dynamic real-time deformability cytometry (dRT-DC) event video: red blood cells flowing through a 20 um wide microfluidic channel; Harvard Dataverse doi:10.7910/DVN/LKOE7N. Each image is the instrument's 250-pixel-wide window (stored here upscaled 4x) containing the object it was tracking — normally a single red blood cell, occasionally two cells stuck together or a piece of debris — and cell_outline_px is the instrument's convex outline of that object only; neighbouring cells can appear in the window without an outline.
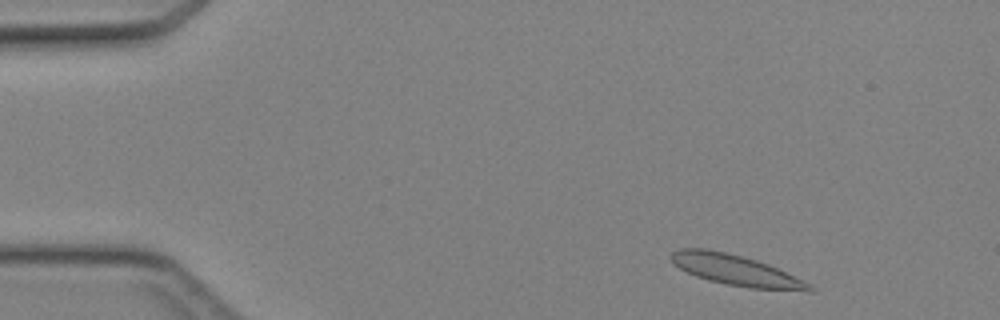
{"species": "Egyptian fruit bat (a non-hibernating species)", "species_latin": "Rousettus aegyptiacus", "temperature_condition": "cold", "stored_images_in_passage": 43, "camera_frame_rate_fps": 3000, "um_per_image_px": 0.085, "animal": {"sex": "female"}, "frame": {"image": 1, "passage_image": 3, "time_ms": 0.667, "image_size_px": [1000, 320], "cell_outline_px": [[816, 288], [812, 292], [808, 292], [748, 288], [708, 280], [696, 276], [680, 268], [672, 260], [672, 252], [680, 248], [704, 248], [724, 252], [756, 260], [768, 264], [812, 284]], "centroid_in_image_um": [62.64, 23.0], "position_along_channel_um": 22.4, "area_um2": 24.57}}
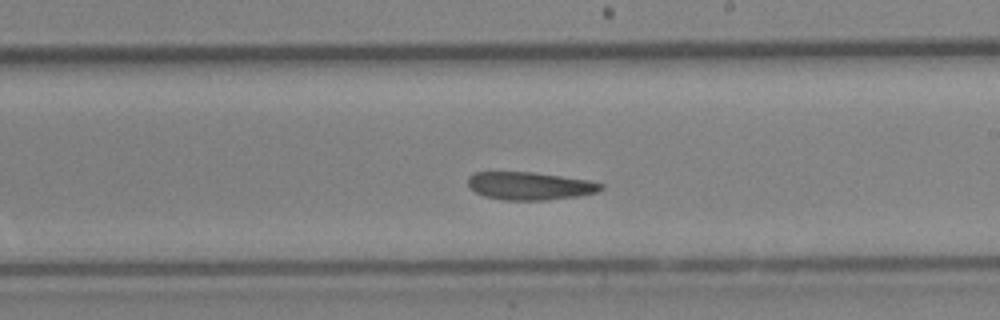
{"frame": {"image": 2, "passage_image": 24, "time_ms": 7.667, "image_size_px": [1000, 320], "cell_outline_px": [[604, 188], [596, 192], [580, 196], [544, 200], [504, 200], [484, 196], [468, 188], [468, 176], [476, 172], [532, 172], [588, 180], [604, 184]], "centroid_in_image_um": [45.02, 15.8], "position_along_channel_um": 244.0, "area_um2": 21.62}}
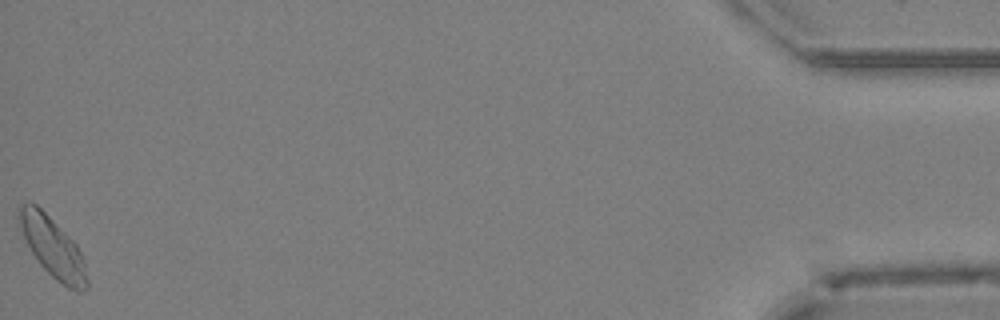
{"frame": {"image": 3, "passage_image": 43, "time_ms": 14.0, "image_size_px": [1000, 320], "cell_outline_px": [[88, 288], [76, 292], [68, 288], [56, 280], [40, 264], [32, 252], [24, 236], [16, 212], [24, 204], [36, 204], [76, 244], [84, 260], [88, 280]], "centroid_in_image_um": [4.52, 21.08], "position_along_channel_um": 430.7, "area_um2": 23.12}}